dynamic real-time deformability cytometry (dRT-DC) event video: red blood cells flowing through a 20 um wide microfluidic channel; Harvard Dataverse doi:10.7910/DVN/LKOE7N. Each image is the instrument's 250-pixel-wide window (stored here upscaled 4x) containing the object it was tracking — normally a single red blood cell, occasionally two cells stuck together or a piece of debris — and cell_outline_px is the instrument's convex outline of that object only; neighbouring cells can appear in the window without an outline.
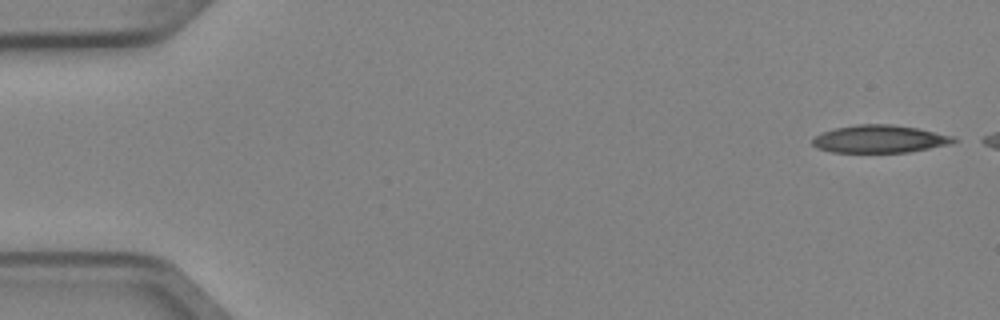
{"species": "Egyptian fruit bat (a non-hibernating species)", "species_latin": "Rousettus aegyptiacus", "temperature_condition": "cold", "stored_images_in_passage": 4, "camera_frame_rate_fps": 3000, "um_per_image_px": 0.085, "animal": {"sex": "female"}, "frame": {"image": 1, "passage_image": 1, "time_ms": 0.0, "image_size_px": [1000, 320], "cell_outline_px": [[960, 140], [952, 144], [908, 152], [832, 152], [816, 148], [812, 144], [812, 140], [816, 136], [824, 132], [836, 128], [860, 124], [892, 124], [916, 128], [952, 136]], "centroid_in_image_um": [74.79, 11.82], "position_along_channel_um": 10.2, "area_um2": 22.6}}
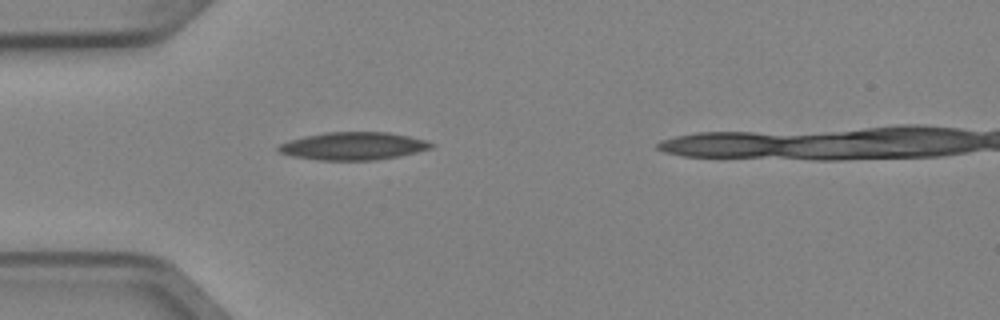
{"frame": {"image": 2, "passage_image": 4, "time_ms": 1.0, "image_size_px": [1000, 320], "cell_outline_px": [[436, 144], [432, 148], [416, 152], [396, 156], [372, 160], [320, 160], [292, 156], [280, 152], [276, 148], [280, 144], [288, 140], [304, 136], [324, 132], [388, 132], [408, 136], [424, 140]], "centroid_in_image_um": [30.0, 12.4], "position_along_channel_um": 55.0, "area_um2": 24.57}}